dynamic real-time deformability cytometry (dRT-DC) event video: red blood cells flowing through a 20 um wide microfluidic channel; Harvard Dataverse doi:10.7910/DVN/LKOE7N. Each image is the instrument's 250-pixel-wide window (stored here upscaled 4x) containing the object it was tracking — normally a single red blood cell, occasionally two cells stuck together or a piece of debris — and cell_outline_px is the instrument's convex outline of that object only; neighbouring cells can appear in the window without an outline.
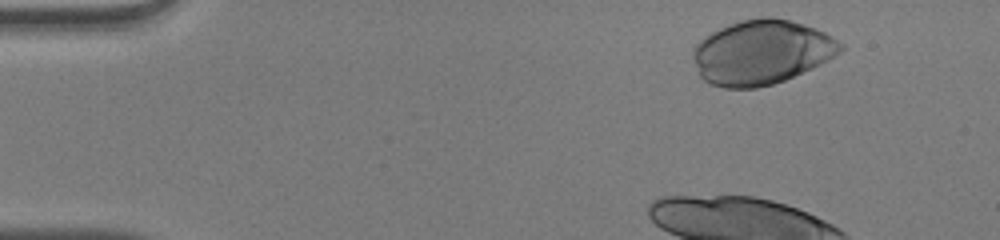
{"species": "human", "species_latin": "Homo sapiens", "temperature_condition": "warm", "stored_images_in_passage": 13, "camera_frame_rate_fps": 3000, "um_per_image_px": 0.085, "donor": {"sex": "male"}, "frame": {"image": 1, "passage_image": 3, "time_ms": 0.667, "image_size_px": [1000, 240], "cell_outline_px": [[844, 48], [840, 52], [820, 64], [812, 68], [784, 80], [772, 84], [756, 88], [724, 88], [708, 84], [700, 76], [692, 56], [692, 48], [700, 40], [712, 32], [728, 24], [740, 20], [764, 16], [772, 16], [804, 24], [816, 28], [824, 32], [844, 44]], "centroid_in_image_um": [64.71, 4.44], "position_along_channel_um": 20.3, "area_um2": 55.43}}